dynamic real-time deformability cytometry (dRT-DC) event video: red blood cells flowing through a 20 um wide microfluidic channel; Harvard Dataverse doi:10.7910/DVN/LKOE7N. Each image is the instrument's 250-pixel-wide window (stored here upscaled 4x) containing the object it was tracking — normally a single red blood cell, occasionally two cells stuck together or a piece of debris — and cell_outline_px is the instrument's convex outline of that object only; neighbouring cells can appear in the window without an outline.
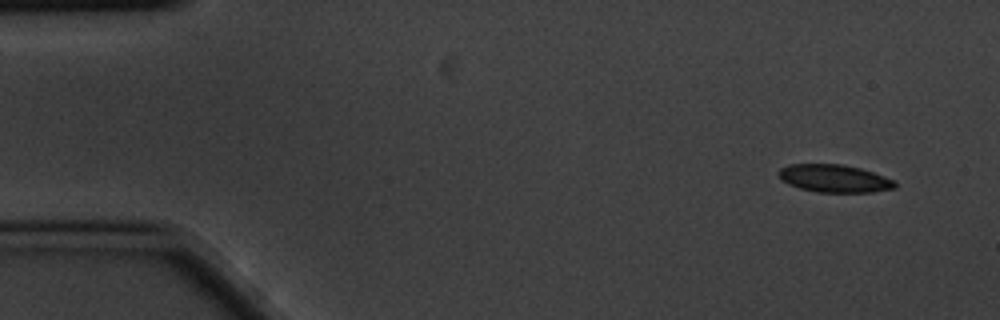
{"species": "common noctule bat (a hibernating species)", "species_latin": "Nyctalus noctula", "temperature_condition": "cold", "stored_images_in_passage": 6, "camera_frame_rate_fps": 3000, "um_per_image_px": 0.085, "animal": {"sex": "male", "body_mass_g": 20.1, "forearm_length_mm": 53.5}, "frame": {"image": 1, "passage_image": 1, "time_ms": 0.0, "image_size_px": [1000, 320], "cell_outline_px": [[896, 188], [872, 192], [816, 192], [800, 188], [788, 184], [780, 180], [776, 172], [780, 168], [788, 164], [844, 164], [860, 168], [896, 180]], "centroid_in_image_um": [70.89, 15.16], "position_along_channel_um": 14.1, "area_um2": 19.02}}
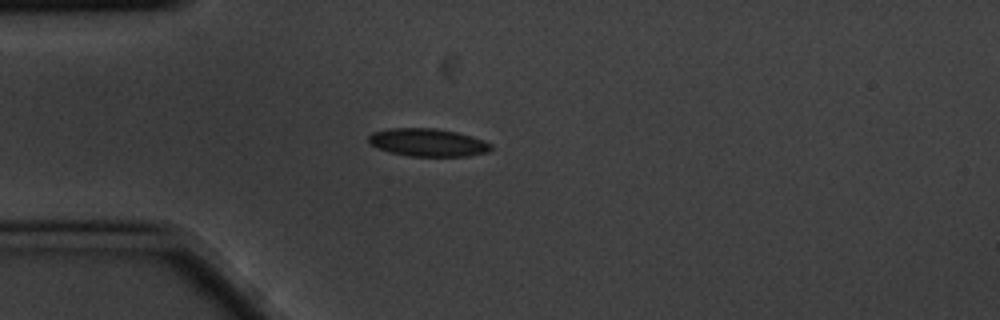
{"frame": {"image": 2, "passage_image": 4, "time_ms": 1.0, "image_size_px": [1000, 320], "cell_outline_px": [[492, 148], [488, 152], [468, 156], [408, 156], [388, 152], [372, 144], [368, 140], [368, 136], [372, 132], [388, 128], [436, 128], [456, 132], [472, 136], [484, 140], [492, 144]], "centroid_in_image_um": [36.38, 12.11], "position_along_channel_um": 48.6, "area_um2": 19.94}}